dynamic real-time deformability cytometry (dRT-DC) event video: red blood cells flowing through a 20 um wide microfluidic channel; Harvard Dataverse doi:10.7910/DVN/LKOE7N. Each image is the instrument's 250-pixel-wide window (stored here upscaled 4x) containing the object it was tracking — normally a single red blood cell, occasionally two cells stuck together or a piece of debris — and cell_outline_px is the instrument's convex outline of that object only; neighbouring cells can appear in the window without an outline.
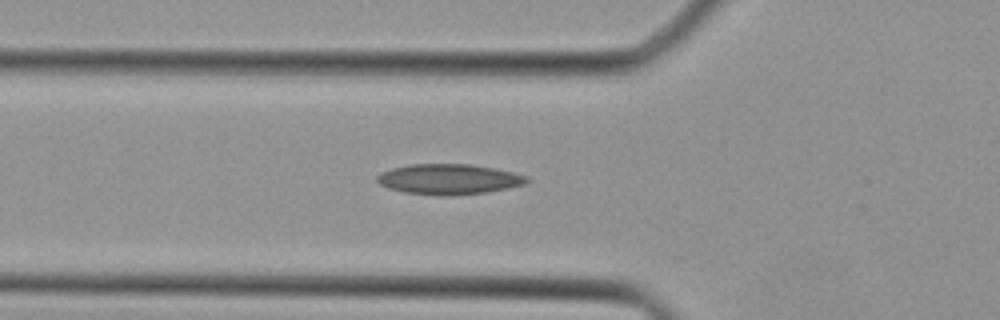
{"species": "Egyptian fruit bat (a non-hibernating species)", "species_latin": "Rousettus aegyptiacus", "temperature_condition": "cold", "stored_images_in_passage": 26, "camera_frame_rate_fps": 3000, "um_per_image_px": 0.085, "animal": {"sex": "female"}, "frame": {"image": 1, "passage_image": 3, "time_ms": 0.667, "image_size_px": [1000, 320], "cell_outline_px": [[532, 180], [524, 184], [508, 188], [484, 192], [404, 192], [388, 188], [380, 184], [376, 180], [376, 176], [380, 172], [392, 168], [412, 164], [468, 164], [492, 168], [512, 172], [528, 176]], "centroid_in_image_um": [38.15, 15.17], "position_along_channel_um": 87.6, "area_um2": 25.2}}
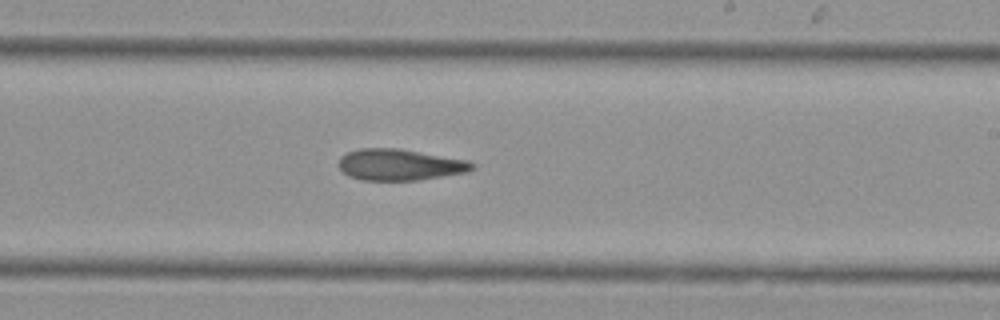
{"frame": {"image": 2, "passage_image": 13, "time_ms": 4.0, "image_size_px": [1000, 320], "cell_outline_px": [[476, 168], [468, 172], [416, 180], [364, 180], [348, 176], [340, 168], [340, 156], [348, 152], [360, 148], [400, 148], [468, 160], [476, 164]], "centroid_in_image_um": [34.02, 13.99], "position_along_channel_um": 255.0, "area_um2": 24.39}}
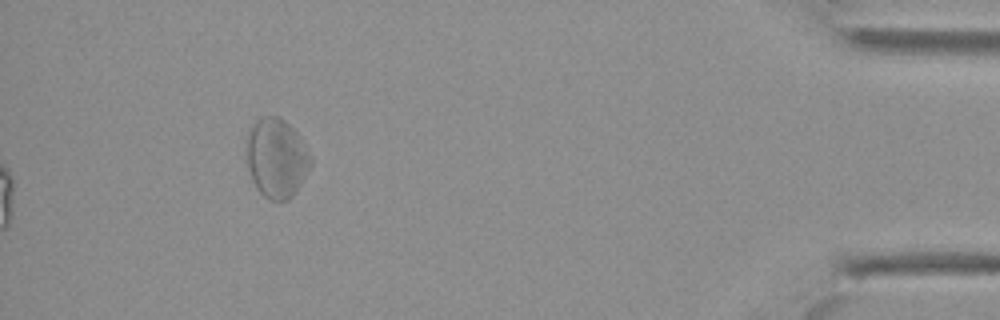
{"frame": {"image": 3, "passage_image": 26, "time_ms": 8.333, "image_size_px": [1000, 320], "cell_outline_px": [[312, 164], [300, 184], [292, 196], [288, 200], [268, 200], [256, 188], [252, 180], [248, 168], [248, 132], [252, 124], [256, 120], [264, 116], [280, 116], [304, 140], [312, 160]], "centroid_in_image_um": [23.52, 13.43], "position_along_channel_um": 411.7, "area_um2": 29.54}}